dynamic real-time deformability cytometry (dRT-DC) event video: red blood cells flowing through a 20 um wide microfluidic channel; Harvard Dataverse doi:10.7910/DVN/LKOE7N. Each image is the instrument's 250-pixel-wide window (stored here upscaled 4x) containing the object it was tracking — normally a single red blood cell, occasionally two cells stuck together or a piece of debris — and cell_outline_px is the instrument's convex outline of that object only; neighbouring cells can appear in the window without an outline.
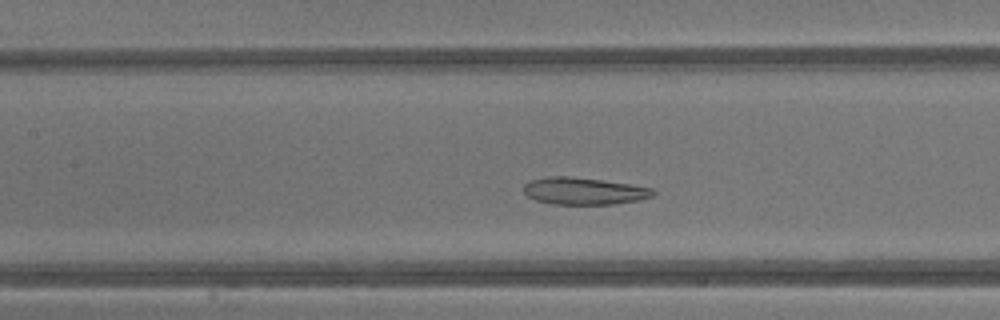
{"species": "common noctule bat (a hibernating species)", "species_latin": "Nyctalus noctula", "temperature_condition": "warm", "stored_images_in_passage": 37, "camera_frame_rate_fps": 3000, "um_per_image_px": 0.085, "animal": {"sex": "male", "body_mass_g": 13.3}, "frame": {"image": 1, "passage_image": 14, "time_ms": 4.333, "image_size_px": [1000, 320], "cell_outline_px": [[656, 192], [652, 196], [640, 200], [612, 204], [552, 204], [536, 200], [528, 196], [524, 192], [524, 184], [528, 180], [544, 176], [572, 176], [628, 184], [652, 188]], "centroid_in_image_um": [49.59, 16.23], "position_along_channel_um": 157.8, "area_um2": 20.46}}
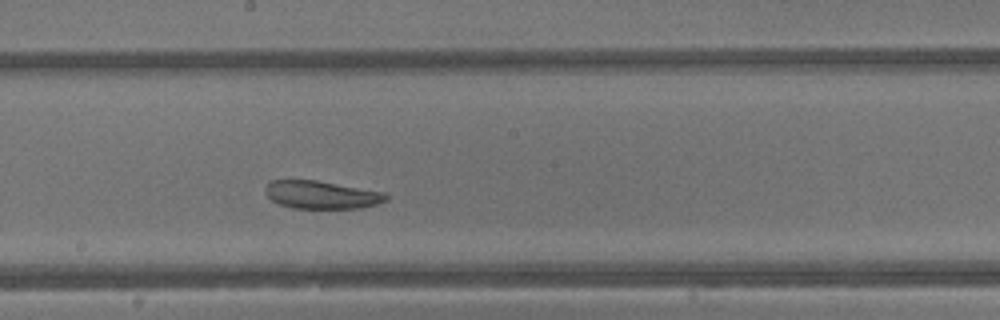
{"frame": {"image": 2, "passage_image": 18, "time_ms": 5.667, "image_size_px": [1000, 320], "cell_outline_px": [[388, 200], [376, 204], [360, 208], [292, 208], [280, 204], [272, 200], [264, 192], [264, 188], [272, 180], [316, 180], [384, 192], [388, 196]], "centroid_in_image_um": [27.32, 16.56], "position_along_channel_um": 220.9, "area_um2": 19.54}}
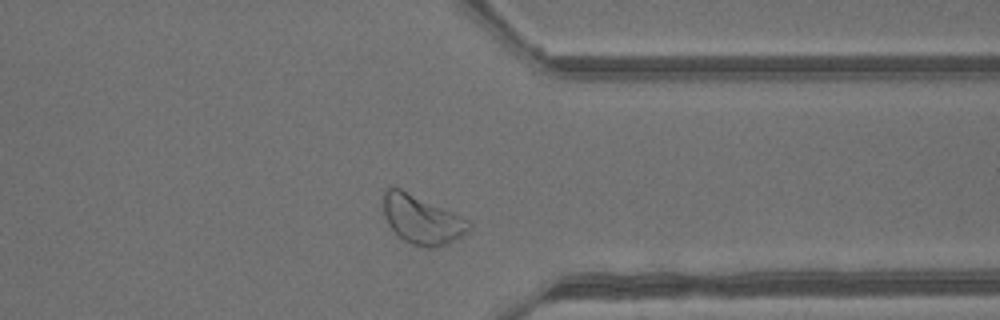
{"frame": {"image": 3, "passage_image": 28, "time_ms": 9.0, "image_size_px": [1000, 320], "cell_outline_px": [[472, 228], [460, 236], [444, 244], [432, 248], [424, 248], [412, 244], [404, 240], [388, 224], [384, 216], [384, 188], [392, 184], [452, 212], [468, 220], [472, 224]], "centroid_in_image_um": [35.82, 18.63], "position_along_channel_um": 375.6, "area_um2": 24.04}, "authors_computed_cell_mechanics": {"area_um2": 24.0448, "velocity_mm_per_s": 4.7603, "shape_relaxation_time_tau1_ms": null, "shape_relaxation_time_tau2_ms": 3.4264, "deformation_change_tau1": null, "deformation_change_tau2": 0.1072}}